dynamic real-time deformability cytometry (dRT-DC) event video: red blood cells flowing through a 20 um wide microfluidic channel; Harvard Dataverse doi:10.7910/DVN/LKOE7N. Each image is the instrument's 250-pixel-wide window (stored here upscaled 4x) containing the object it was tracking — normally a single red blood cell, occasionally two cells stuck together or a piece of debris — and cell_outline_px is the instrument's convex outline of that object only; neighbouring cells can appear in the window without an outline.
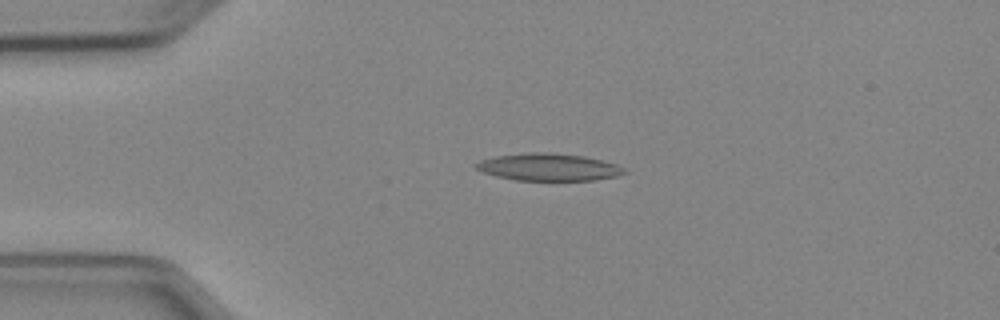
{"species": "Egyptian fruit bat (a non-hibernating species)", "species_latin": "Rousettus aegyptiacus", "temperature_condition": "cold", "stored_images_in_passage": 5, "camera_frame_rate_fps": 3000, "um_per_image_px": 0.085, "animal": {"sex": "female"}, "frame": {"image": 1, "passage_image": 3, "time_ms": 3.333, "image_size_px": [1000, 320], "cell_outline_px": [[628, 172], [620, 176], [596, 180], [516, 180], [496, 176], [480, 172], [472, 164], [480, 160], [496, 156], [528, 152], [552, 152], [584, 156], [616, 164], [624, 168]], "centroid_in_image_um": [46.62, 14.2], "position_along_channel_um": 38.4, "area_um2": 23.81}}